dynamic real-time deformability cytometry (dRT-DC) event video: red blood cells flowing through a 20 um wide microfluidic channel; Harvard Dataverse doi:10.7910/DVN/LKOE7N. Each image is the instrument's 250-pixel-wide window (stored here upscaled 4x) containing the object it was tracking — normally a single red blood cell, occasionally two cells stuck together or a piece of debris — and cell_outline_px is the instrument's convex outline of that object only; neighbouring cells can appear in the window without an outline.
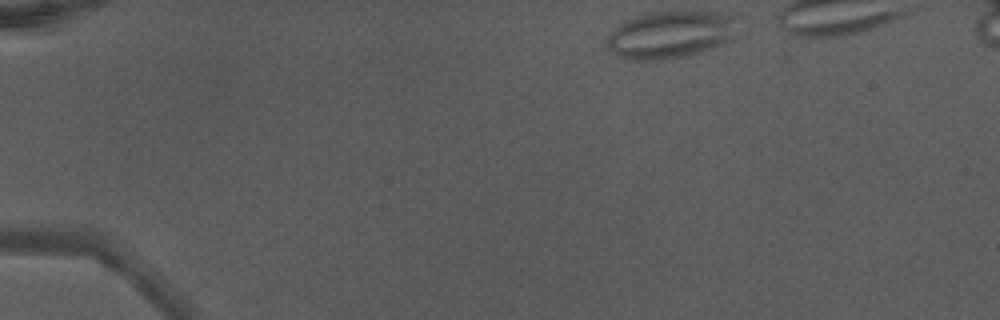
{"species": "Egyptian fruit bat (a non-hibernating species)", "species_latin": "Rousettus aegyptiacus", "temperature_condition": "warm", "stored_images_in_passage": 37, "camera_frame_rate_fps": 3000, "um_per_image_px": 0.085, "animal": {"sex": "male"}, "frame": {"image": 1, "passage_image": 1, "time_ms": 0.0, "image_size_px": [1000, 320], "cell_outline_px": [[732, 20], [728, 40], [720, 44], [700, 52], [684, 56], [660, 60], [628, 60], [620, 56], [608, 48], [608, 36], [624, 20], [636, 16], [652, 12], [708, 12], [732, 16]], "centroid_in_image_um": [56.85, 2.96], "position_along_channel_um": 28.2, "area_um2": 34.56}}
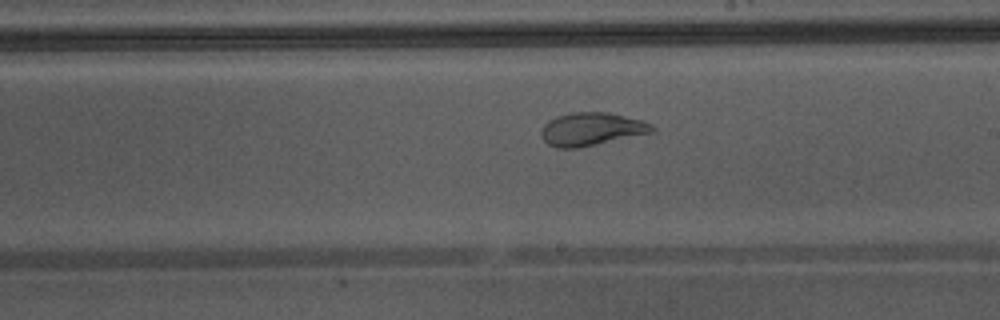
{"frame": {"image": 2, "passage_image": 22, "time_ms": 7.0, "image_size_px": [1000, 320], "cell_outline_px": [[656, 132], [576, 148], [556, 148], [548, 144], [540, 136], [540, 132], [544, 124], [548, 120], [556, 116], [572, 112], [608, 112], [640, 120], [652, 124], [656, 128]], "centroid_in_image_um": [50.27, 10.97], "position_along_channel_um": 238.7, "area_um2": 21.44}}